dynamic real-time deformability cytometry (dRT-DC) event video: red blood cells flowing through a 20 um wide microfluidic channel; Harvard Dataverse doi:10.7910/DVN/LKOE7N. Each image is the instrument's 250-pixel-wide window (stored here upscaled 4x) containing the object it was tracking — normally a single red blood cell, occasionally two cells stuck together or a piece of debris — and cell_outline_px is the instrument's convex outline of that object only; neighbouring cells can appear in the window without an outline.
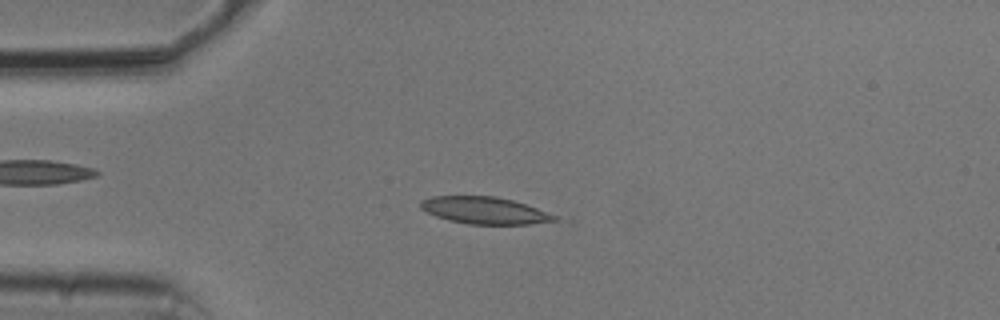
{"species": "common noctule bat (a hibernating species)", "species_latin": "Nyctalus noctula", "temperature_condition": "cold", "stored_images_in_passage": 46, "camera_frame_rate_fps": 3000, "um_per_image_px": 0.085, "animal": {"sex": "male", "body_mass_g": 20.5, "forearm_length_mm": 52.5}, "frame": {"image": 1, "passage_image": 6, "time_ms": 1.667, "image_size_px": [1000, 320], "cell_outline_px": [[560, 220], [528, 224], [468, 224], [448, 220], [436, 216], [420, 208], [420, 200], [432, 196], [496, 196], [512, 200], [560, 216]], "centroid_in_image_um": [41.2, 17.89], "position_along_channel_um": 43.8, "area_um2": 21.1}}
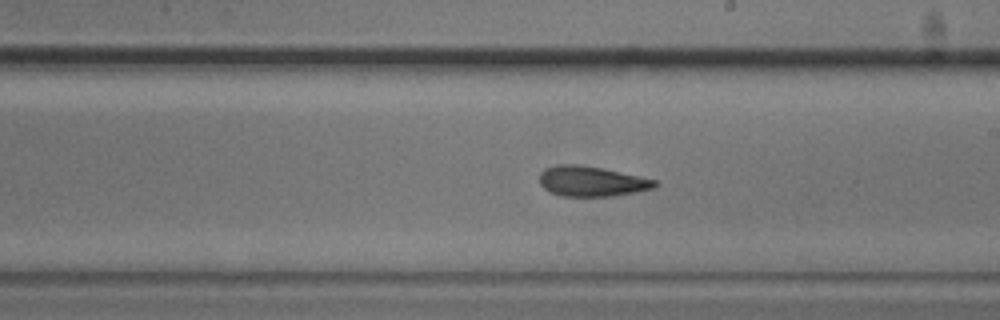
{"frame": {"image": 2, "passage_image": 23, "time_ms": 7.333, "image_size_px": [1000, 320], "cell_outline_px": [[660, 184], [656, 188], [636, 192], [612, 196], [560, 196], [548, 192], [540, 184], [540, 172], [544, 168], [556, 164], [576, 164], [604, 168], [656, 180]], "centroid_in_image_um": [50.28, 15.41], "position_along_channel_um": 238.7, "area_um2": 20.58}}
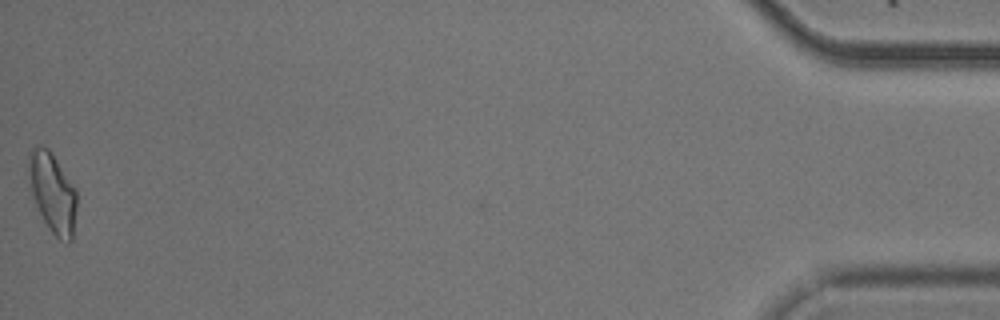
{"frame": {"image": 3, "passage_image": 46, "time_ms": 15.0, "image_size_px": [1000, 320], "cell_outline_px": [[76, 212], [72, 240], [68, 244], [64, 244], [52, 232], [44, 220], [32, 196], [28, 168], [28, 152], [36, 144], [40, 144], [48, 148], [52, 152], [76, 188]], "centroid_in_image_um": [4.48, 16.35], "position_along_channel_um": 430.7, "area_um2": 22.6}, "authors_computed_cell_mechanics": {"area_um2": 20.8947, "velocity_mm_per_s": 3.7805, "shape_relaxation_time_tau1_ms": null, "shape_relaxation_time_tau2_ms": 3.638, "deformation_change_tau1": null, "deformation_change_tau2": 0.1006}}